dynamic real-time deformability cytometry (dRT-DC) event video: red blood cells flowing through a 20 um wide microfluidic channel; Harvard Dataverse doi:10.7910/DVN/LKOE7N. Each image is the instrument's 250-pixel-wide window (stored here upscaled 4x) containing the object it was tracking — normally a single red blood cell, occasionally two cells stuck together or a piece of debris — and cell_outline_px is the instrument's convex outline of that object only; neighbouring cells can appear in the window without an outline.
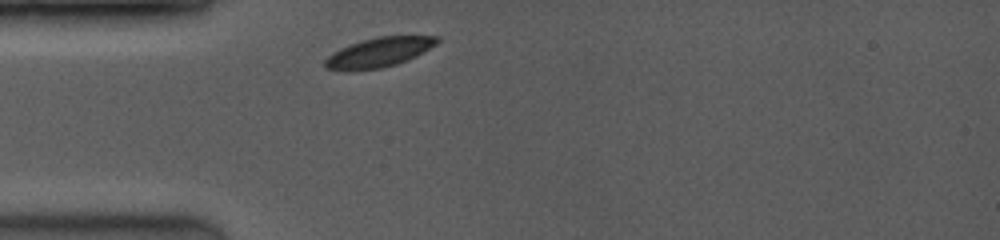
{"species": "common noctule bat (a hibernating species)", "species_latin": "Nyctalus noctula", "temperature_condition": "room temperature", "stored_images_in_passage": 6, "camera_frame_rate_fps": 3500, "um_per_image_px": 0.085, "animal": {"sex": "female", "body_mass_g": 19.0, "forearm_length_mm": 53.3}, "frame": {"image": 1, "passage_image": 1, "time_ms": 0.0, "image_size_px": [1000, 240], "cell_outline_px": [[440, 40], [436, 44], [416, 56], [396, 64], [380, 68], [324, 68], [324, 60], [332, 52], [340, 48], [360, 40], [376, 36], [440, 36]], "centroid_in_image_um": [32.25, 4.39], "position_along_channel_um": 52.7, "area_um2": 18.73}}
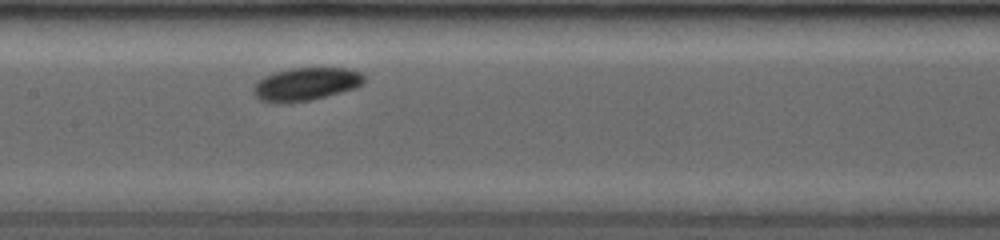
{"frame": {"image": 2, "passage_image": 6, "time_ms": 3.429, "image_size_px": [1000, 240], "cell_outline_px": [[364, 80], [356, 88], [312, 100], [276, 104], [260, 100], [256, 96], [252, 88], [264, 76], [288, 68], [348, 68], [360, 72], [364, 76]], "centroid_in_image_um": [25.99, 7.16], "position_along_channel_um": 181.4, "area_um2": 21.27}}